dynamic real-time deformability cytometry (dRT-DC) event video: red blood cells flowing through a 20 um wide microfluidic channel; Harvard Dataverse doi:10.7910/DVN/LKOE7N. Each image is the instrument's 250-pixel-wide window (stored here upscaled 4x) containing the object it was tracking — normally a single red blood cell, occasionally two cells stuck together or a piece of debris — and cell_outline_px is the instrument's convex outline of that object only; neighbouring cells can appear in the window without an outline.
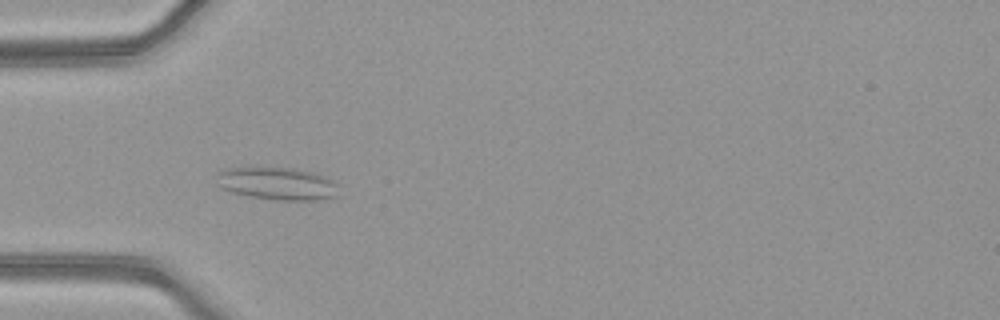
{"species": "common noctule bat (a hibernating species)", "species_latin": "Nyctalus noctula", "temperature_condition": "warm", "stored_images_in_passage": 51, "camera_frame_rate_fps": 3000, "um_per_image_px": 0.085, "animal": {"sex": "female", "body_mass_g": 21.9}, "frame": {"image": 1, "passage_image": 16, "time_ms": 5.0, "image_size_px": [1000, 320], "cell_outline_px": [[340, 196], [320, 200], [276, 200], [248, 196], [232, 192], [220, 188], [216, 184], [216, 172], [228, 168], [252, 164], [292, 168], [312, 172], [328, 176], [336, 184]], "centroid_in_image_um": [23.51, 15.56], "position_along_channel_um": 61.5, "area_um2": 24.45}}
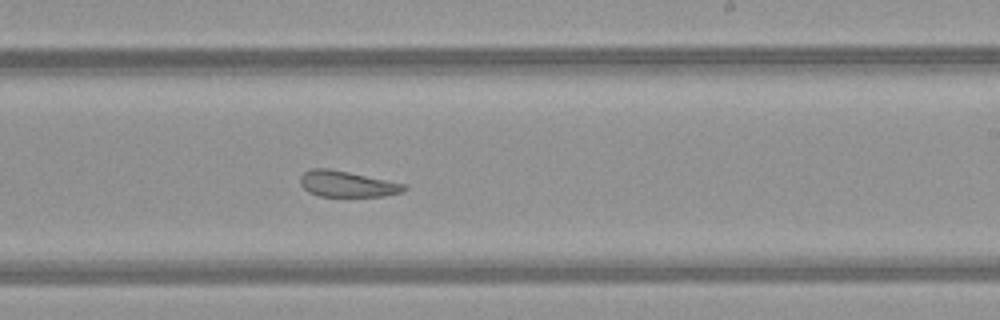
{"frame": {"image": 2, "passage_image": 31, "time_ms": 10.0, "image_size_px": [1000, 320], "cell_outline_px": [[408, 188], [400, 192], [384, 196], [320, 196], [308, 192], [300, 184], [300, 176], [304, 172], [312, 168], [328, 168], [348, 172], [404, 184]], "centroid_in_image_um": [29.45, 15.64], "position_along_channel_um": 259.6, "area_um2": 15.49}}
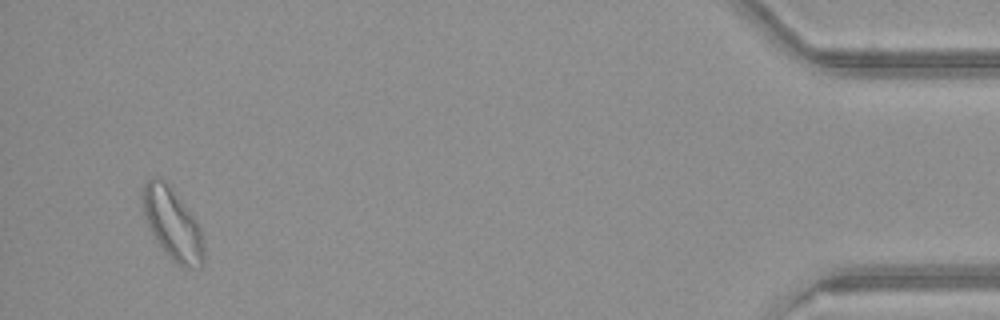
{"frame": {"image": 3, "passage_image": 49, "time_ms": 16.0, "image_size_px": [1000, 320], "cell_outline_px": [[204, 264], [200, 268], [184, 268], [176, 264], [168, 256], [148, 228], [144, 216], [140, 200], [140, 192], [144, 184], [152, 176], [168, 180], [196, 220], [200, 228], [204, 244]], "centroid_in_image_um": [14.64, 19.0], "position_along_channel_um": 420.6, "area_um2": 26.3}, "authors_computed_cell_mechanics": {"area_um2": 21.2704, "velocity_mm_per_s": 3.994, "shape_relaxation_time_tau1_ms": null, "shape_relaxation_time_tau2_ms": 2.4459, "deformation_change_tau1": null, "deformation_change_tau2": 0.1029}}